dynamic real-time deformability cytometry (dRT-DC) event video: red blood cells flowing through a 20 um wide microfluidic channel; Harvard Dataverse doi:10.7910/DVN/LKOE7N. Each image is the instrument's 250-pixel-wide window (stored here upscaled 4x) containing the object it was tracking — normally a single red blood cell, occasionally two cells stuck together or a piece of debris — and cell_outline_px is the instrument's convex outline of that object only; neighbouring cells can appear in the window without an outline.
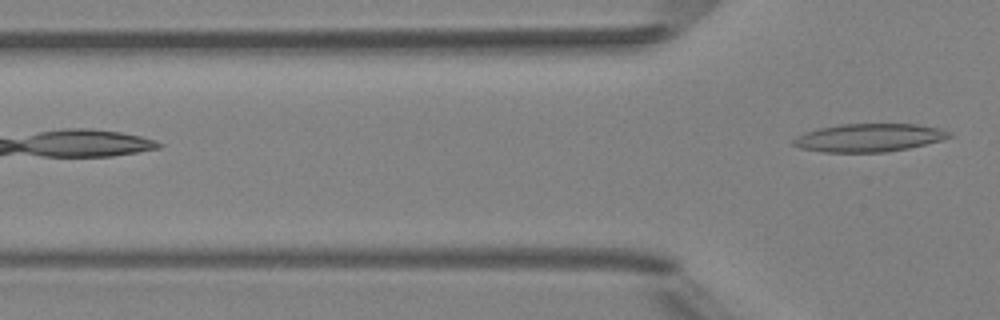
{"species": "Egyptian fruit bat (a non-hibernating species)", "species_latin": "Rousettus aegyptiacus", "temperature_condition": "room temperature", "stored_images_in_passage": 2, "camera_frame_rate_fps": 3000, "um_per_image_px": 0.085, "animal": {"sex": "female"}, "frame": {"image": 1, "passage_image": 2, "time_ms": 1.333, "image_size_px": [1000, 320], "cell_outline_px": [[952, 136], [940, 140], [908, 148], [884, 152], [824, 152], [800, 148], [792, 144], [792, 140], [796, 136], [820, 128], [840, 124], [916, 124], [944, 128], [952, 132]], "centroid_in_image_um": [73.89, 11.7], "position_along_channel_um": 51.9, "area_um2": 25.43}}